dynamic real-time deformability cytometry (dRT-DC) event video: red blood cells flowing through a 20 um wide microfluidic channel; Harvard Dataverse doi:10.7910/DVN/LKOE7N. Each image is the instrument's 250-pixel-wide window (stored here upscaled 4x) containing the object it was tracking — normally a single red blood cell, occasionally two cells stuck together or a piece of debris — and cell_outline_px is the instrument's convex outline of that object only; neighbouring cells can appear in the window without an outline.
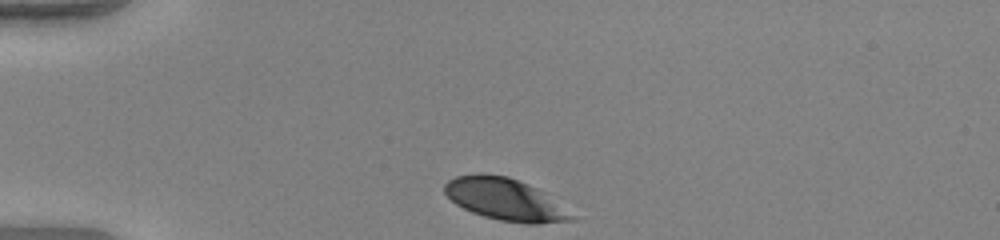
{"species": "human", "species_latin": "Homo sapiens", "temperature_condition": "warm", "stored_images_in_passage": 33, "camera_frame_rate_fps": 3000, "um_per_image_px": 0.085, "donor": {"sex": "female"}, "frame": {"image": 1, "passage_image": 1, "time_ms": 0.0, "image_size_px": [1000, 240], "cell_outline_px": [[576, 220], [540, 224], [524, 224], [500, 220], [484, 216], [472, 212], [456, 204], [444, 192], [444, 184], [448, 180], [456, 176], [480, 172], [508, 176], [528, 184], [536, 188], [576, 216]], "centroid_in_image_um": [42.91, 16.94], "position_along_channel_um": 42.1, "area_um2": 31.04}}
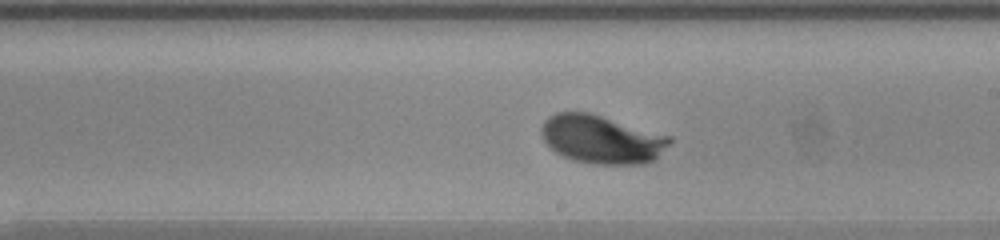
{"frame": {"image": 2, "passage_image": 19, "time_ms": 6.0, "image_size_px": [1000, 240], "cell_outline_px": [[672, 140], [656, 160], [644, 164], [592, 164], [576, 160], [564, 156], [556, 152], [544, 140], [540, 132], [540, 128], [544, 120], [548, 116], [556, 112], [588, 112], [672, 136]], "centroid_in_image_um": [51.16, 11.84], "position_along_channel_um": 237.8, "area_um2": 36.18}}
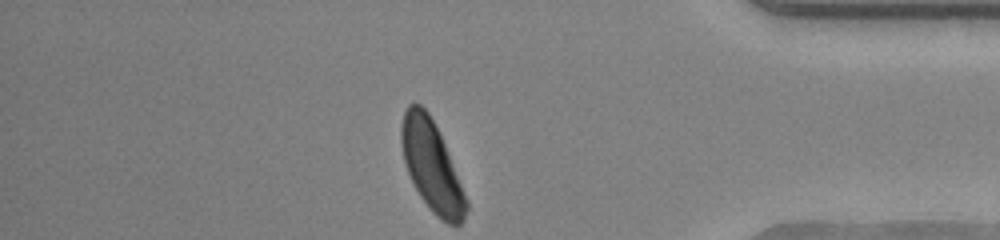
{"frame": {"image": 3, "passage_image": 33, "time_ms": 10.667, "image_size_px": [1000, 240], "cell_outline_px": [[468, 208], [464, 220], [460, 224], [448, 224], [440, 220], [432, 212], [420, 196], [408, 172], [404, 160], [400, 144], [400, 128], [404, 112], [408, 104], [420, 104], [428, 112], [444, 144], [468, 200]], "centroid_in_image_um": [36.69, 14.14], "position_along_channel_um": 398.5, "area_um2": 33.7}, "authors_computed_cell_mechanics": {"area_um2": 35.0268, "velocity_mm_per_s": 3.9616, "shape_relaxation_time_tau1_ms": 1.7621, "shape_relaxation_time_tau2_ms": null, "deformation_change_tau1": 0.158, "deformation_change_tau2": null}}